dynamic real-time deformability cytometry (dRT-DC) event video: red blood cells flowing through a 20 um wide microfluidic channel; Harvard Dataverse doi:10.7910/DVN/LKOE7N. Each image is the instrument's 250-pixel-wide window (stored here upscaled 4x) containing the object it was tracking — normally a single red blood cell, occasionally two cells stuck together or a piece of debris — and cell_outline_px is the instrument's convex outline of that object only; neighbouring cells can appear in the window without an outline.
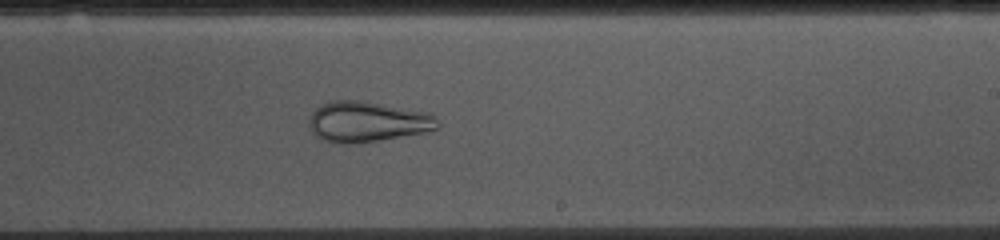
{"species": "common noctule bat (a hibernating species)", "species_latin": "Nyctalus noctula", "temperature_condition": "cold", "stored_images_in_passage": 52, "camera_frame_rate_fps": 3000, "um_per_image_px": 0.085, "animal": {"sex": "female", "body_mass_g": 10.0, "forearm_length_mm": 53.1}, "frame": {"image": 1, "passage_image": 30, "time_ms": 9.667, "image_size_px": [1000, 240], "cell_outline_px": [[440, 128], [428, 132], [380, 140], [352, 144], [328, 144], [316, 136], [312, 132], [308, 124], [308, 116], [320, 104], [332, 100], [360, 100], [432, 112], [436, 116], [440, 124]], "centroid_in_image_um": [31.23, 10.35], "position_along_channel_um": 257.8, "area_um2": 31.33}}
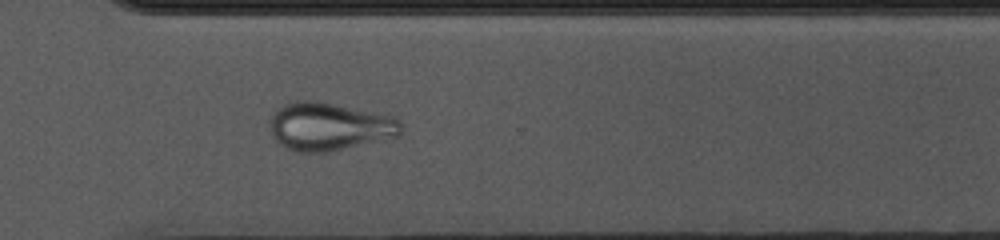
{"frame": {"image": 2, "passage_image": 37, "time_ms": 12.0, "image_size_px": [1000, 240], "cell_outline_px": [[400, 136], [324, 152], [300, 152], [288, 148], [280, 144], [276, 140], [268, 124], [272, 112], [284, 104], [296, 100], [316, 100], [380, 112], [392, 116], [400, 120]], "centroid_in_image_um": [27.97, 10.72], "position_along_channel_um": 342.6, "area_um2": 36.82}}
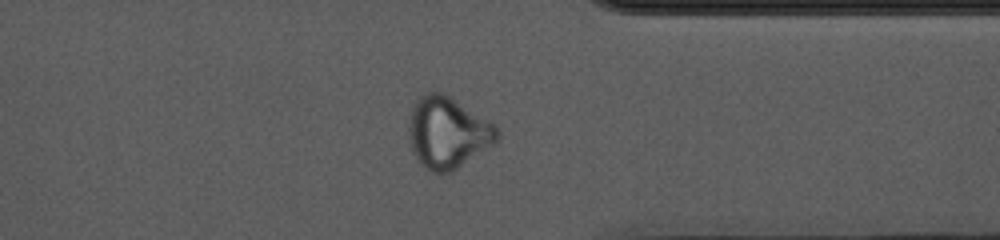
{"frame": {"image": 3, "passage_image": 40, "time_ms": 13.0, "image_size_px": [1000, 240], "cell_outline_px": [[500, 136], [492, 144], [456, 168], [448, 172], [432, 172], [424, 168], [416, 160], [408, 136], [408, 124], [412, 104], [420, 96], [428, 92], [444, 92], [496, 124], [500, 128]], "centroid_in_image_um": [38.03, 11.23], "position_along_channel_um": 373.4, "area_um2": 36.88}}